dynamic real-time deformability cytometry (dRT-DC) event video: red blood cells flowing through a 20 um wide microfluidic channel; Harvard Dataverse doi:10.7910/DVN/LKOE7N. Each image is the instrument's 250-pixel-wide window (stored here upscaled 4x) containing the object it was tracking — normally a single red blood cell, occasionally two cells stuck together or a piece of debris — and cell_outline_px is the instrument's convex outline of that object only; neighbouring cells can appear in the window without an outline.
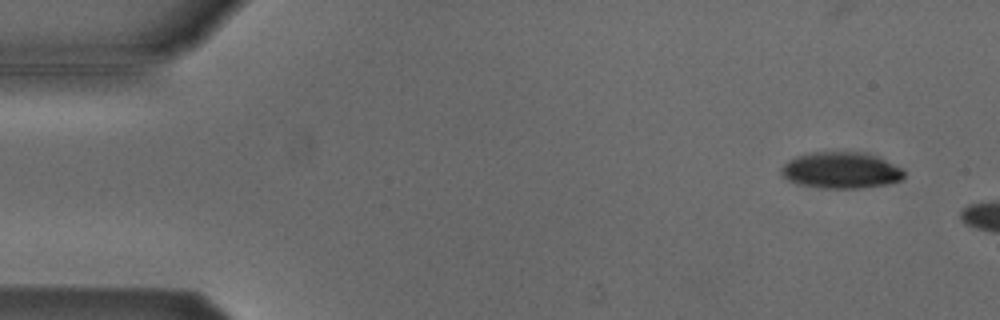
{"species": "Egyptian fruit bat (a non-hibernating species)", "species_latin": "Rousettus aegyptiacus", "temperature_condition": "cold", "stored_images_in_passage": 9, "camera_frame_rate_fps": 3000, "um_per_image_px": 0.085, "animal": {"sex": "male"}, "frame": {"image": 1, "passage_image": 4, "time_ms": 1.0, "image_size_px": [1000, 320], "cell_outline_px": [[904, 176], [900, 180], [888, 184], [860, 188], [820, 188], [796, 184], [788, 180], [780, 172], [780, 168], [788, 160], [796, 156], [808, 152], [864, 152], [876, 156], [904, 168]], "centroid_in_image_um": [71.47, 14.47], "position_along_channel_um": 13.5, "area_um2": 26.24}}